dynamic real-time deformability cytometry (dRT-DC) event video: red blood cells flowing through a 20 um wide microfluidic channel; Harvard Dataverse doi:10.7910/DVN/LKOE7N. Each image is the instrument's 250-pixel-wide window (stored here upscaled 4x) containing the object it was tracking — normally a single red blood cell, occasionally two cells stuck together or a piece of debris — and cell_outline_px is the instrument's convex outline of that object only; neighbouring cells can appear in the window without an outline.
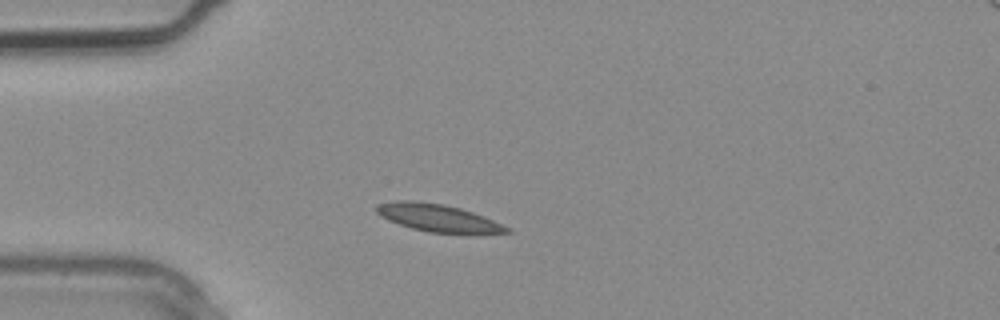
{"species": "common noctule bat (a hibernating species)", "species_latin": "Nyctalus noctula", "temperature_condition": "warm", "stored_images_in_passage": 1, "camera_frame_rate_fps": 3000, "um_per_image_px": 0.085, "animal": {"sex": "male", "body_mass_g": 20.4}, "frame": {"image": 1, "passage_image": 1, "time_ms": 0.0, "image_size_px": [1000, 320], "cell_outline_px": [[512, 232], [428, 232], [412, 228], [388, 220], [376, 212], [376, 204], [396, 200], [412, 200], [444, 204], [460, 208], [484, 216], [512, 228]], "centroid_in_image_um": [37.18, 18.49], "position_along_channel_um": 47.8, "area_um2": 20.46}}